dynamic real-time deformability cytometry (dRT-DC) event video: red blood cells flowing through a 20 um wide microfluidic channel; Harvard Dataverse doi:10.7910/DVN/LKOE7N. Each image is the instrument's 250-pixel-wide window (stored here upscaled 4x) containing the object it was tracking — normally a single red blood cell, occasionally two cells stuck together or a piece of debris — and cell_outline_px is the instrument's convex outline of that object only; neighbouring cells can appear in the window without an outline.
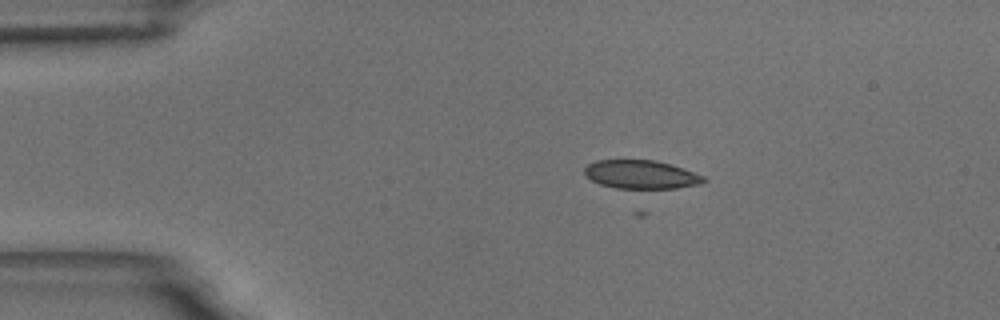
{"species": "common noctule bat (a hibernating species)", "species_latin": "Nyctalus noctula", "temperature_condition": "room temperature", "stored_images_in_passage": 4, "camera_frame_rate_fps": 3000, "um_per_image_px": 0.085, "animal": {"sex": "male", "body_mass_g": 18.8}, "frame": {"image": 1, "passage_image": 3, "time_ms": 2.0, "image_size_px": [1000, 320], "cell_outline_px": [[708, 180], [700, 184], [676, 188], [616, 188], [600, 184], [592, 180], [584, 172], [584, 168], [588, 164], [596, 160], [656, 160], [672, 164], [704, 176]], "centroid_in_image_um": [54.51, 14.82], "position_along_channel_um": 30.5, "area_um2": 19.77}}